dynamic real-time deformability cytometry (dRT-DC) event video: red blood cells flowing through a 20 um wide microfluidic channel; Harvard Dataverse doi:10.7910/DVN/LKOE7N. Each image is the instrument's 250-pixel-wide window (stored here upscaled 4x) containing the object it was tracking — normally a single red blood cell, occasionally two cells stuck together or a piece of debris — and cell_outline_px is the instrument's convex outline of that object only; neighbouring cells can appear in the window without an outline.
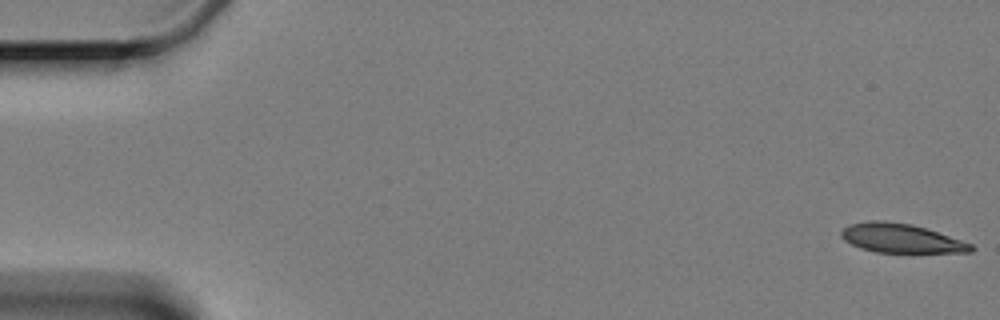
{"species": "Egyptian fruit bat (a non-hibernating species)", "species_latin": "Rousettus aegyptiacus", "temperature_condition": "cold", "stored_images_in_passage": 5, "camera_frame_rate_fps": 3000, "um_per_image_px": 0.085, "animal": {"sex": "female"}, "frame": {"image": 1, "passage_image": 1, "time_ms": 0.0, "image_size_px": [1000, 320], "cell_outline_px": [[976, 248], [972, 252], [876, 252], [860, 248], [844, 240], [840, 236], [840, 232], [848, 224], [872, 220], [884, 220], [912, 224], [972, 244]], "centroid_in_image_um": [76.54, 20.24], "position_along_channel_um": 8.5, "area_um2": 21.79}}
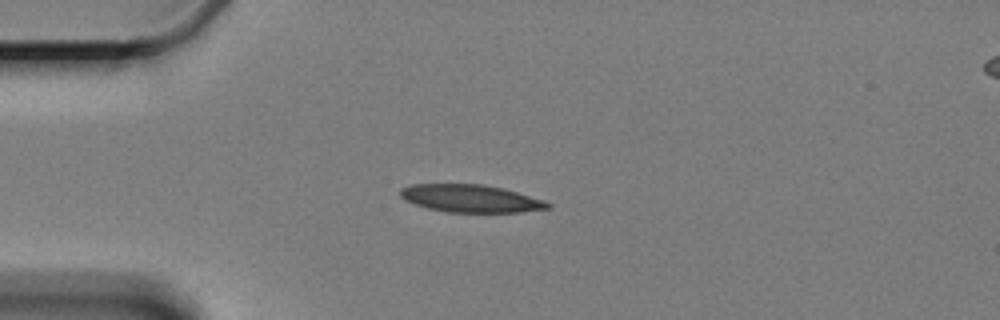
{"frame": {"image": 2, "passage_image": 5, "time_ms": 4.667, "image_size_px": [1000, 320], "cell_outline_px": [[552, 208], [520, 212], [448, 212], [428, 208], [404, 200], [400, 196], [400, 188], [412, 184], [480, 184], [504, 188], [544, 200], [552, 204]], "centroid_in_image_um": [40.02, 16.87], "position_along_channel_um": 45.0, "area_um2": 23.76}}